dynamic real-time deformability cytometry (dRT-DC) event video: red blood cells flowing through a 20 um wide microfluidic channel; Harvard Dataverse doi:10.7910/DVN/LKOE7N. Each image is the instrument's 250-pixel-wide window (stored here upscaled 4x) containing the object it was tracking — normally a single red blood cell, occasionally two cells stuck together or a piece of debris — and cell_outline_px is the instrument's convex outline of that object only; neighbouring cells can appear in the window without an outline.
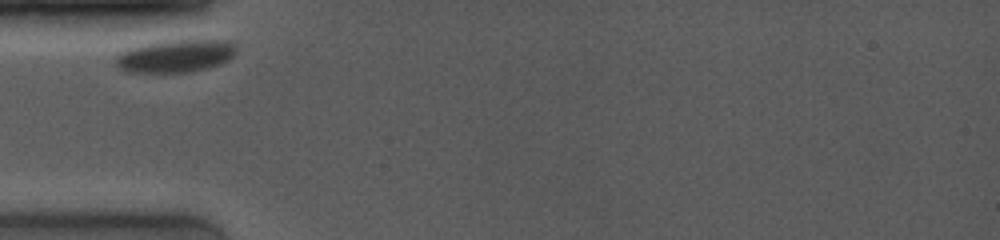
{"species": "common noctule bat (a hibernating species)", "species_latin": "Nyctalus noctula", "temperature_condition": "room temperature", "stored_images_in_passage": 29, "camera_frame_rate_fps": 4000, "um_per_image_px": 0.085, "animal": {"sex": "female", "body_mass_g": 19.0, "forearm_length_mm": 53.3}, "frame": {"image": 1, "passage_image": 1, "time_ms": 0.0, "image_size_px": [1000, 240], "cell_outline_px": [[236, 52], [228, 60], [220, 64], [192, 72], [124, 72], [116, 64], [116, 56], [120, 52], [128, 48], [148, 44], [172, 40], [220, 40], [232, 44], [236, 48]], "centroid_in_image_um": [14.89, 4.77], "position_along_channel_um": 70.1, "area_um2": 22.66}}
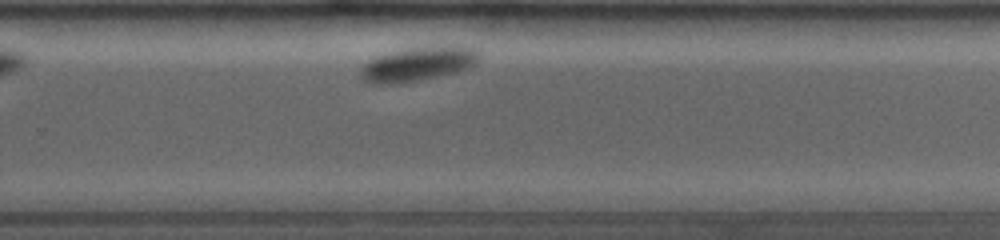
{"frame": {"image": 2, "passage_image": 18, "time_ms": 6.75, "image_size_px": [1000, 240], "cell_outline_px": [[480, 52], [476, 60], [468, 68], [456, 72], [420, 80], [392, 84], [376, 84], [364, 80], [360, 76], [360, 68], [368, 60], [388, 52], [408, 48], [456, 44], [464, 44], [476, 48]], "centroid_in_image_um": [35.55, 5.41], "position_along_channel_um": 294.2, "area_um2": 23.87}}
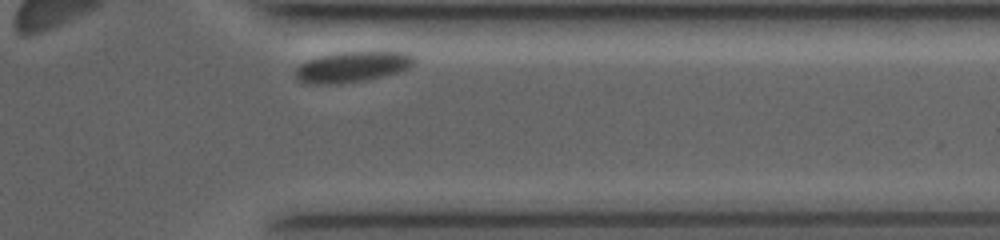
{"frame": {"image": 3, "passage_image": 27, "time_ms": 9.25, "image_size_px": [1000, 240], "cell_outline_px": [[416, 60], [408, 68], [396, 72], [364, 80], [340, 84], [316, 84], [300, 80], [296, 76], [296, 68], [300, 64], [308, 60], [320, 56], [340, 52], [404, 52], [412, 56]], "centroid_in_image_um": [29.93, 5.68], "position_along_channel_um": 381.5, "area_um2": 20.69}}